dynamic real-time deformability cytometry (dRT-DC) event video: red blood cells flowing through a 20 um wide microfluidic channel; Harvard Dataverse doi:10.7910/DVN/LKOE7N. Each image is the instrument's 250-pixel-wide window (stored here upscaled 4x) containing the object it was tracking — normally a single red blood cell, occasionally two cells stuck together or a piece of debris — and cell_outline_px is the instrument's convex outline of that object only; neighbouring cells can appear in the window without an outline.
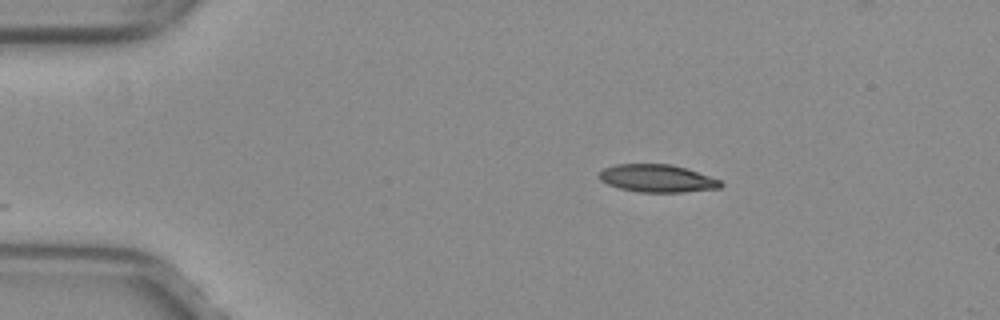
{"species": "common noctule bat (a hibernating species)", "species_latin": "Nyctalus noctula", "temperature_condition": "warm", "stored_images_in_passage": 32, "camera_frame_rate_fps": 3000, "um_per_image_px": 0.085, "animal": {"sex": "female", "body_mass_g": 29.2, "forearm_length_mm": 56.3}, "frame": {"image": 1, "passage_image": 1, "time_ms": 0.0, "image_size_px": [1000, 320], "cell_outline_px": [[724, 184], [720, 188], [684, 192], [640, 192], [620, 188], [608, 184], [600, 180], [600, 172], [604, 168], [616, 164], [672, 164], [720, 180]], "centroid_in_image_um": [55.86, 15.16], "position_along_channel_um": 29.1, "area_um2": 19.36}}
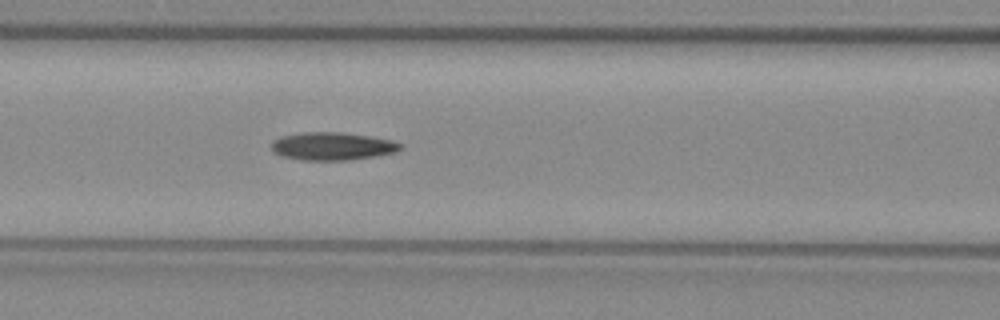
{"frame": {"image": 2, "passage_image": 14, "time_ms": 4.333, "image_size_px": [1000, 320], "cell_outline_px": [[404, 144], [396, 152], [376, 156], [352, 160], [300, 160], [280, 156], [272, 152], [272, 140], [280, 136], [304, 132], [340, 132], [368, 136], [392, 140]], "centroid_in_image_um": [28.22, 12.43], "position_along_channel_um": 138.4, "area_um2": 21.15}}
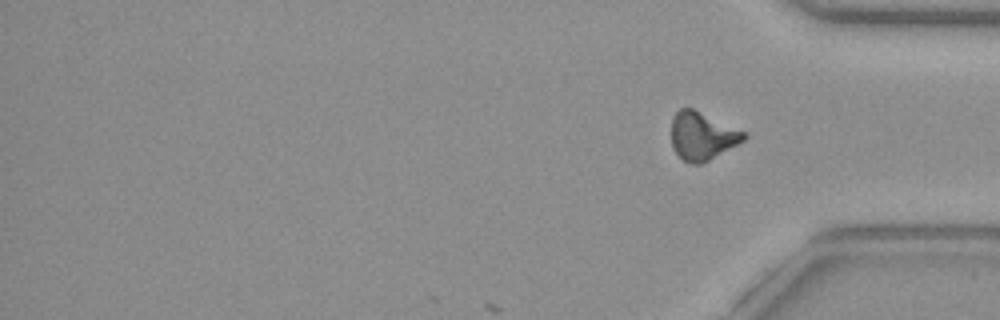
{"frame": {"image": 3, "passage_image": 32, "time_ms": 10.333, "image_size_px": [1000, 320], "cell_outline_px": [[748, 136], [744, 140], [708, 160], [700, 164], [692, 164], [684, 160], [672, 148], [672, 116], [680, 108], [692, 108], [748, 132]], "centroid_in_image_um": [59.7, 11.53], "position_along_channel_um": 375.5, "area_um2": 20.17}, "authors_computed_cell_mechanics": {"area_um2": 20.3167, "velocity_mm_per_s": 4.0088, "shape_relaxation_time_tau1_ms": 10.5248, "shape_relaxation_time_tau2_ms": 5.2582, "deformation_change_tau1": 0.2635, "deformation_change_tau2": 0.1456}}